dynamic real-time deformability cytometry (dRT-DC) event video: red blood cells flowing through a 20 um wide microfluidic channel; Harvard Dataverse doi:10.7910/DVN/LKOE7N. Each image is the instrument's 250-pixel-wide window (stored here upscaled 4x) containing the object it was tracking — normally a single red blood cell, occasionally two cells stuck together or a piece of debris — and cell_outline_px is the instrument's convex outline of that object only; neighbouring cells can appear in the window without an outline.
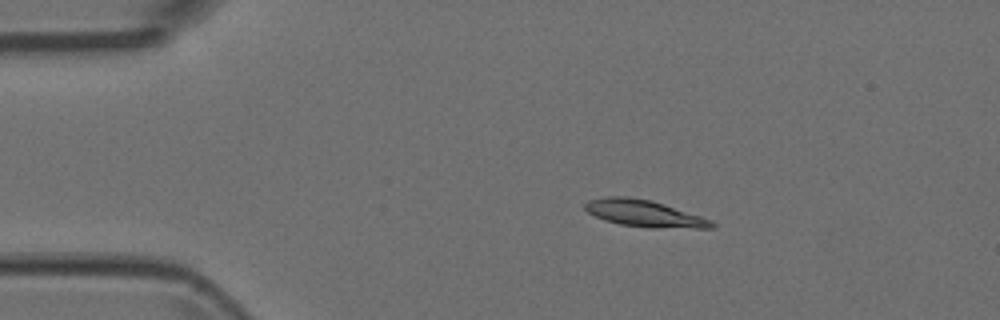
{"species": "Egyptian fruit bat (a non-hibernating species)", "species_latin": "Rousettus aegyptiacus", "temperature_condition": "room temperature", "stored_images_in_passage": 5, "camera_frame_rate_fps": 3000, "um_per_image_px": 0.085, "animal": {"sex": "female"}, "frame": {"image": 1, "passage_image": 3, "time_ms": 0.667, "image_size_px": [1000, 320], "cell_outline_px": [[716, 224], [712, 228], [648, 228], [620, 224], [604, 220], [588, 212], [584, 208], [584, 204], [588, 200], [604, 196], [628, 196], [652, 200], [712, 220]], "centroid_in_image_um": [54.74, 18.14], "position_along_channel_um": 30.3, "area_um2": 19.88}}
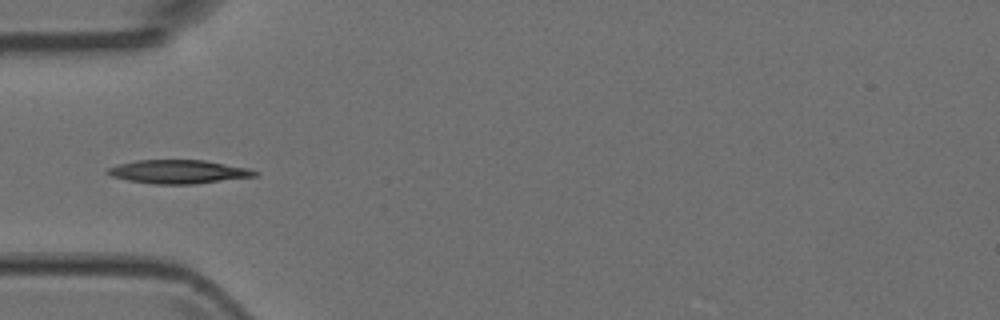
{"frame": {"image": 2, "passage_image": 5, "time_ms": 1.333, "image_size_px": [1000, 320], "cell_outline_px": [[260, 172], [256, 176], [192, 184], [152, 184], [128, 180], [112, 176], [104, 172], [108, 168], [120, 164], [136, 160], [204, 160], [248, 168]], "centroid_in_image_um": [15.16, 14.59], "position_along_channel_um": 69.8, "area_um2": 20.11}}